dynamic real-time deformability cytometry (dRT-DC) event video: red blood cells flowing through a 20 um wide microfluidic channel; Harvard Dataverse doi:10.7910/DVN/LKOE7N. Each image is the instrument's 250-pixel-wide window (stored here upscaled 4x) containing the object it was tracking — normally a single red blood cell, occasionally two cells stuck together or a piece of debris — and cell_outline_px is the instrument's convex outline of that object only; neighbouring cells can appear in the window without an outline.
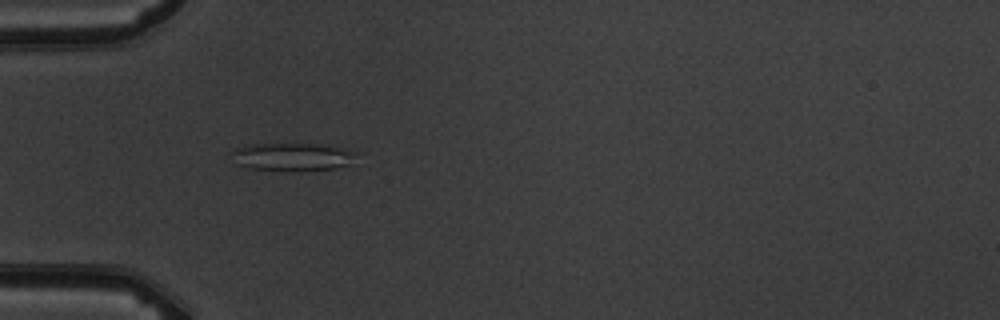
{"species": "common noctule bat (a hibernating species)", "species_latin": "Nyctalus noctula", "temperature_condition": "warm", "stored_images_in_passage": 10, "camera_frame_rate_fps": 3000, "um_per_image_px": 0.085, "animal": {"sex": "male", "body_mass_g": 19.5, "forearm_length_mm": 54.6}, "frame": {"image": 1, "passage_image": 5, "time_ms": 4.333, "image_size_px": [1000, 320], "cell_outline_px": [[360, 152], [348, 164], [332, 168], [288, 172], [248, 168], [236, 164], [228, 152], [244, 144], [276, 140], [324, 144]], "centroid_in_image_um": [24.73, 13.26], "position_along_channel_um": 60.3, "area_um2": 21.91}}
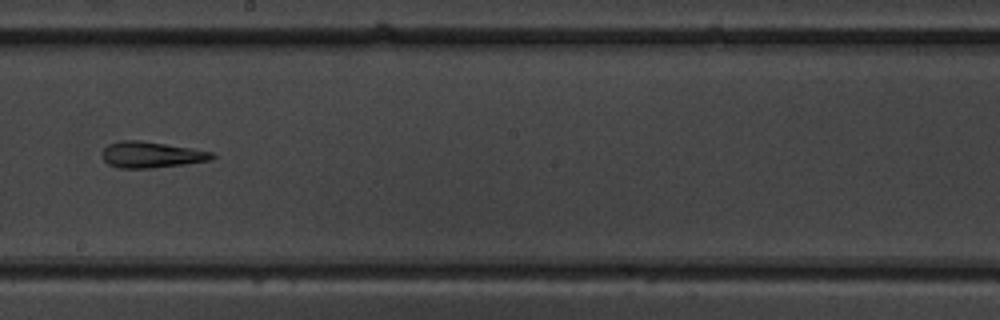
{"frame": {"image": 2, "passage_image": 9, "time_ms": 9.0, "image_size_px": [1000, 320], "cell_outline_px": [[216, 156], [212, 160], [184, 164], [152, 168], [116, 168], [108, 164], [104, 160], [100, 152], [108, 144], [120, 140], [136, 140], [192, 148], [216, 152]], "centroid_in_image_um": [12.86, 13.15], "position_along_channel_um": 235.3, "area_um2": 16.88}}
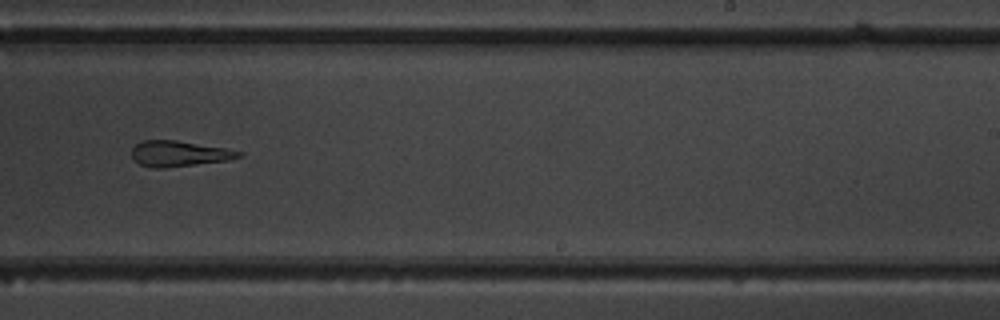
{"frame": {"image": 3, "passage_image": 10, "time_ms": 10.0, "image_size_px": [1000, 320], "cell_outline_px": [[244, 156], [228, 160], [164, 168], [152, 168], [140, 164], [132, 160], [132, 148], [136, 144], [144, 140], [176, 140], [228, 148], [244, 152]], "centroid_in_image_um": [15.25, 13.06], "position_along_channel_um": 273.8, "area_um2": 16.18}}